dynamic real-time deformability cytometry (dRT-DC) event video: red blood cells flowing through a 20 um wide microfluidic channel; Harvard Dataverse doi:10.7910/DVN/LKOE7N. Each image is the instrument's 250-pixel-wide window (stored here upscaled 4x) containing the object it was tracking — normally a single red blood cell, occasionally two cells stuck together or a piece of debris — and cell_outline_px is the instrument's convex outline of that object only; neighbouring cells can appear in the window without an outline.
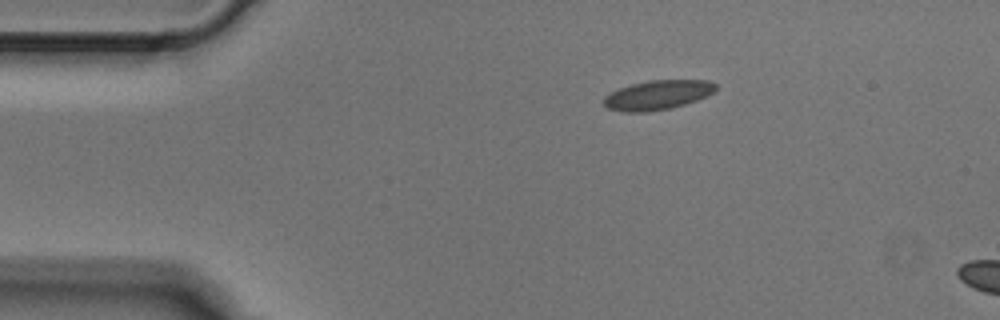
{"species": "Egyptian fruit bat (a non-hibernating species)", "species_latin": "Rousettus aegyptiacus", "temperature_condition": "cold", "stored_images_in_passage": 2, "camera_frame_rate_fps": 3000, "um_per_image_px": 0.085, "animal": {"sex": "male"}, "frame": {"image": 1, "passage_image": 1, "time_ms": 0.0, "image_size_px": [1000, 320], "cell_outline_px": [[716, 88], [712, 92], [696, 100], [684, 104], [668, 108], [644, 112], [624, 112], [608, 108], [604, 104], [604, 96], [620, 88], [632, 84], [648, 80], [708, 80], [716, 84]], "centroid_in_image_um": [55.87, 8.06], "position_along_channel_um": 29.1, "area_um2": 18.84}}